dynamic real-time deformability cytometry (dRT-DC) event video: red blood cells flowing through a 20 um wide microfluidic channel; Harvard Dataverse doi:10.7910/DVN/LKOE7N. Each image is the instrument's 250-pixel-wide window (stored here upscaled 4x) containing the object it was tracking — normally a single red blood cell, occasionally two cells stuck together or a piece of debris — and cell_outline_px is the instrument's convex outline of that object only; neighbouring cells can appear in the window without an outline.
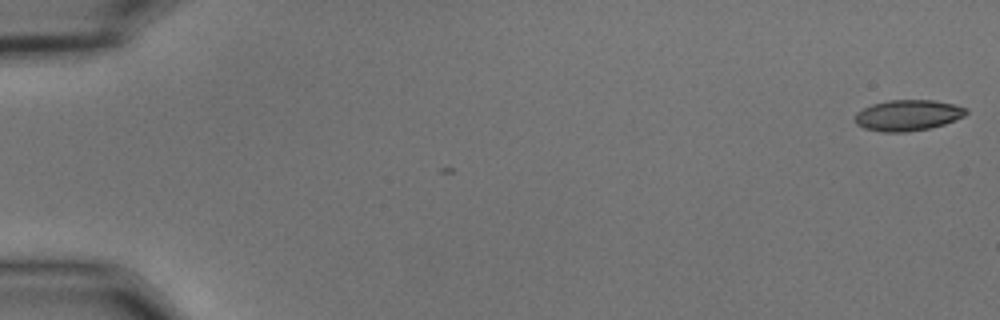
{"species": "common noctule bat (a hibernating species)", "species_latin": "Nyctalus noctula", "temperature_condition": "cold", "stored_images_in_passage": 2, "camera_frame_rate_fps": 3000, "um_per_image_px": 0.085, "animal": {"sex": "male", "body_mass_g": 15.6}, "frame": {"image": 1, "passage_image": 2, "time_ms": 0.333, "image_size_px": [1000, 320], "cell_outline_px": [[968, 112], [964, 116], [956, 120], [944, 124], [928, 128], [904, 132], [884, 132], [864, 128], [856, 124], [856, 112], [872, 104], [888, 100], [932, 100], [952, 104], [968, 108]], "centroid_in_image_um": [77.18, 9.79], "position_along_channel_um": 7.8, "area_um2": 19.88}}